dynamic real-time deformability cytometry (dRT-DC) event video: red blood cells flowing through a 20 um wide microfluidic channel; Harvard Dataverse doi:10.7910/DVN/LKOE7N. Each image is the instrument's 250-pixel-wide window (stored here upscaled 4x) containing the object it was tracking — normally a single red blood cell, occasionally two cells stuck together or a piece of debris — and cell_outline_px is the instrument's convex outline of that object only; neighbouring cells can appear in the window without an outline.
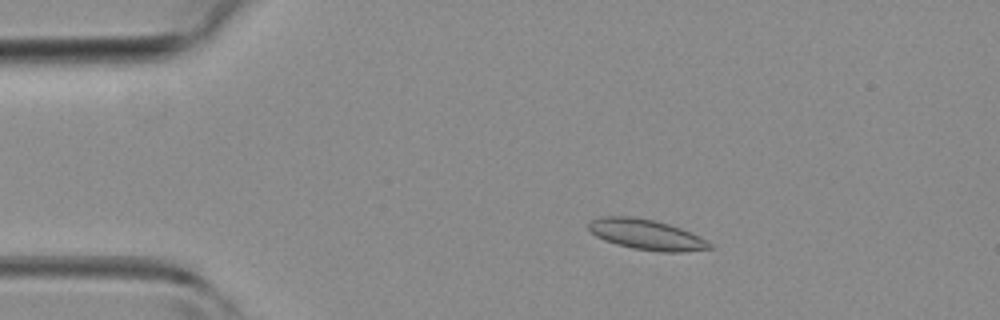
{"species": "common noctule bat (a hibernating species)", "species_latin": "Nyctalus noctula", "temperature_condition": "room temperature", "stored_images_in_passage": 45, "camera_frame_rate_fps": 3000, "um_per_image_px": 0.085, "animal": {"sex": "female", "body_mass_g": 19.3, "forearm_length_mm": 54.1}, "frame": {"image": 1, "passage_image": 8, "time_ms": 2.333, "image_size_px": [1000, 320], "cell_outline_px": [[716, 248], [684, 252], [660, 252], [632, 248], [616, 244], [604, 240], [596, 236], [588, 228], [588, 224], [592, 220], [604, 216], [632, 216], [652, 220], [668, 224], [680, 228], [712, 244]], "centroid_in_image_um": [54.93, 19.95], "position_along_channel_um": 30.1, "area_um2": 21.21}}
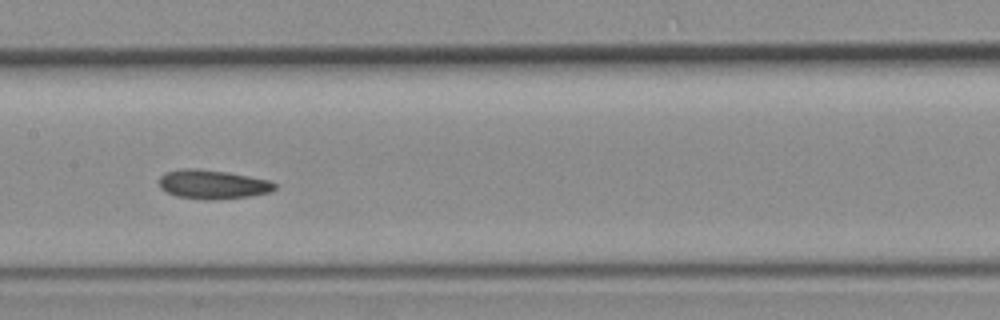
{"frame": {"image": 2, "passage_image": 22, "time_ms": 7.0, "image_size_px": [1000, 320], "cell_outline_px": [[276, 188], [268, 192], [252, 196], [216, 200], [204, 200], [176, 196], [160, 188], [160, 176], [164, 172], [180, 168], [196, 168], [228, 172], [268, 180], [276, 184]], "centroid_in_image_um": [18.05, 15.67], "position_along_channel_um": 189.4, "area_um2": 19.71}}
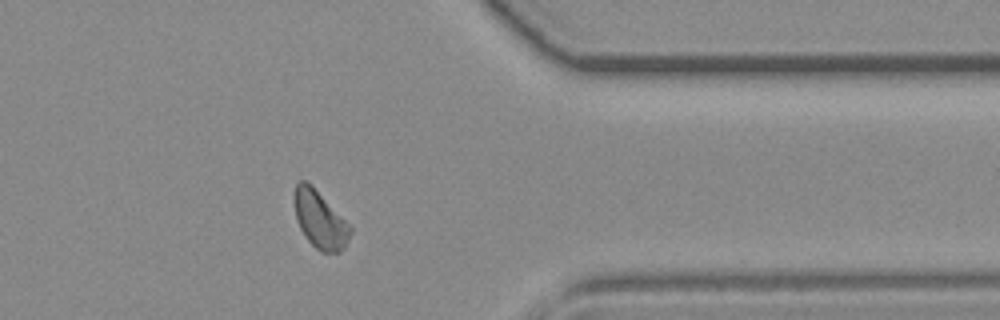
{"frame": {"image": 3, "passage_image": 36, "time_ms": 11.667, "image_size_px": [1000, 320], "cell_outline_px": [[352, 232], [344, 248], [340, 252], [320, 252], [308, 240], [300, 228], [296, 220], [292, 196], [296, 184], [300, 180], [304, 180], [312, 184], [352, 228]], "centroid_in_image_um": [27.16, 18.64], "position_along_channel_um": 384.2, "area_um2": 18.84}}